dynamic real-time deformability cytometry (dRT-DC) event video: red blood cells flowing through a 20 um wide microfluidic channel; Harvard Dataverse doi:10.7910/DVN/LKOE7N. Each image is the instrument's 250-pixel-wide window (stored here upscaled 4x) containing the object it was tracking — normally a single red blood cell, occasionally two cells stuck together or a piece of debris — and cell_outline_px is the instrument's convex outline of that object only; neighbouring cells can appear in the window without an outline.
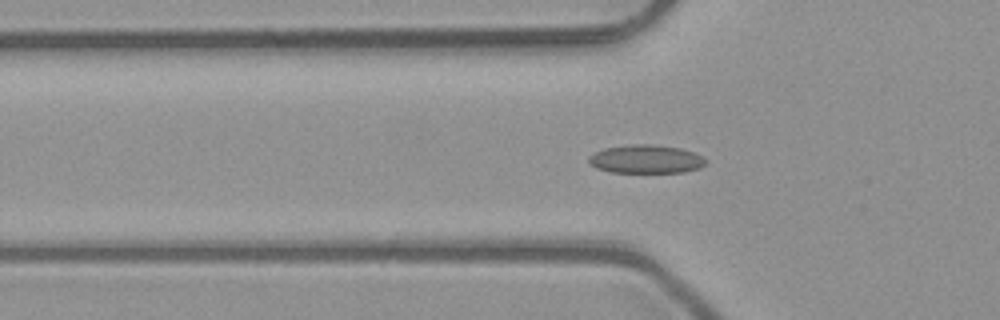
{"species": "common noctule bat (a hibernating species)", "species_latin": "Nyctalus noctula", "temperature_condition": "room temperature", "stored_images_in_passage": 28, "camera_frame_rate_fps": 3000, "um_per_image_px": 0.085, "animal": {"sex": "male", "body_mass_g": 23.1, "forearm_length_mm": 52.7}, "frame": {"image": 1, "passage_image": 17, "time_ms": 5.333, "image_size_px": [1000, 320], "cell_outline_px": [[708, 160], [700, 168], [684, 172], [608, 172], [596, 168], [588, 160], [588, 156], [604, 148], [632, 144], [648, 144], [680, 148], [704, 156]], "centroid_in_image_um": [54.92, 13.53], "position_along_channel_um": 70.9, "area_um2": 19.36}}
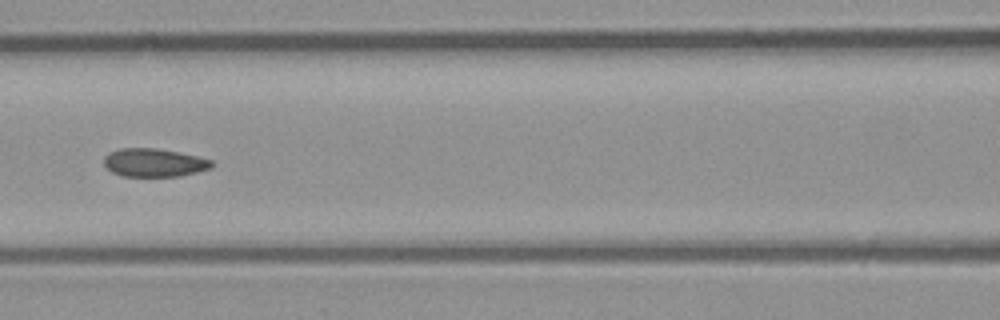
{"frame": {"image": 2, "passage_image": 23, "time_ms": 7.333, "image_size_px": [1000, 320], "cell_outline_px": [[216, 164], [212, 168], [180, 176], [124, 176], [112, 172], [104, 164], [104, 156], [108, 152], [120, 148], [156, 148], [196, 156], [212, 160]], "centroid_in_image_um": [13.1, 13.82], "position_along_channel_um": 153.5, "area_um2": 17.74}}
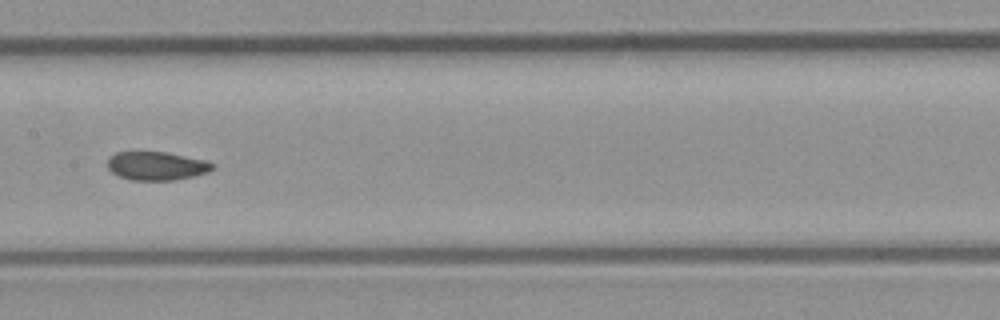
{"frame": {"image": 3, "passage_image": 26, "time_ms": 8.333, "image_size_px": [1000, 320], "cell_outline_px": [[216, 168], [208, 172], [176, 180], [128, 180], [112, 172], [108, 168], [108, 156], [116, 152], [168, 152], [204, 160], [216, 164]], "centroid_in_image_um": [13.32, 14.1], "position_along_channel_um": 194.1, "area_um2": 17.57}}